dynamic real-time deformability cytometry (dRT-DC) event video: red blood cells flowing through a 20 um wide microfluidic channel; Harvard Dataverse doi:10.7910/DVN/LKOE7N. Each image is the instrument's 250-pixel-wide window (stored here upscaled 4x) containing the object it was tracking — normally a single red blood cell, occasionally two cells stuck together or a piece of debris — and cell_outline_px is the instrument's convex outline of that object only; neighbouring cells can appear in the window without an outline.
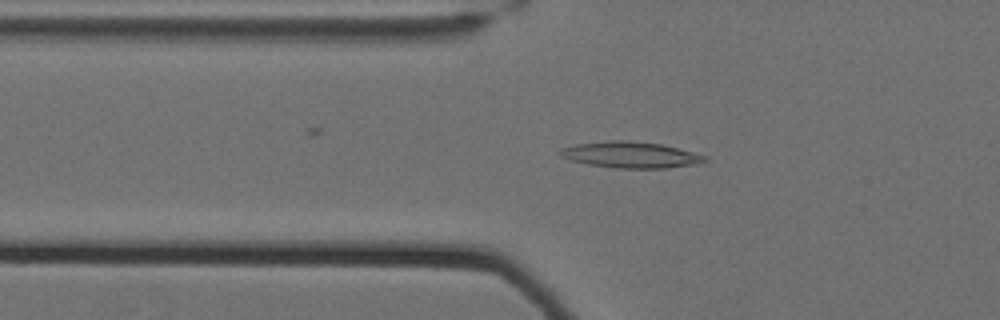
{"species": "Egyptian fruit bat (a non-hibernating species)", "species_latin": "Rousettus aegyptiacus", "temperature_condition": "cold", "stored_images_in_passage": 44, "camera_frame_rate_fps": 3000, "um_per_image_px": 0.085, "animal": {"sex": "female"}, "frame": {"image": 1, "passage_image": 6, "time_ms": 1.667, "image_size_px": [1000, 320], "cell_outline_px": [[708, 160], [700, 164], [668, 168], [616, 168], [588, 164], [572, 160], [560, 156], [560, 148], [576, 144], [612, 140], [628, 140], [660, 144], [708, 156]], "centroid_in_image_um": [53.64, 13.16], "position_along_channel_um": 72.2, "area_um2": 22.02}}
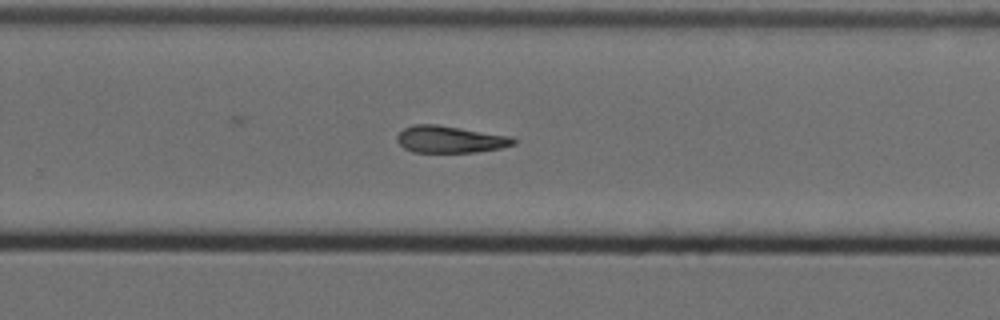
{"frame": {"image": 2, "passage_image": 25, "time_ms": 8.0, "image_size_px": [1000, 320], "cell_outline_px": [[516, 144], [500, 148], [476, 152], [412, 152], [404, 148], [396, 140], [396, 136], [404, 128], [412, 124], [436, 124], [512, 136], [516, 140]], "centroid_in_image_um": [38.25, 11.84], "position_along_channel_um": 291.5, "area_um2": 18.38}}
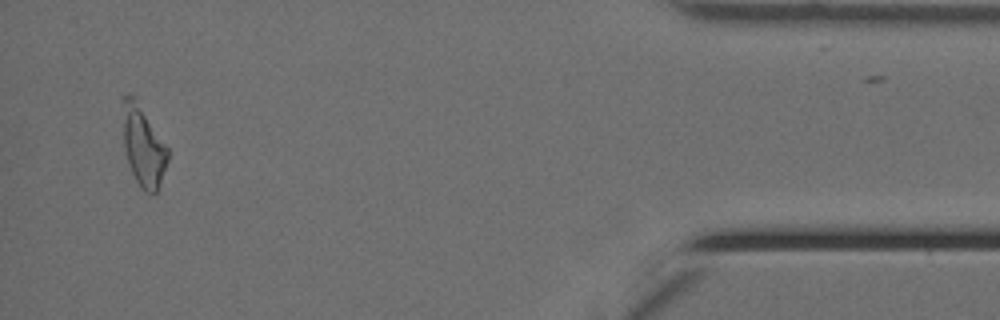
{"frame": {"image": 3, "passage_image": 41, "time_ms": 13.333, "image_size_px": [1000, 320], "cell_outline_px": [[168, 160], [156, 192], [144, 192], [136, 180], [128, 164], [124, 148], [120, 100], [120, 96], [128, 92], [136, 96], [168, 148]], "centroid_in_image_um": [12.11, 12.27], "position_along_channel_um": 423.1, "area_um2": 21.62}}